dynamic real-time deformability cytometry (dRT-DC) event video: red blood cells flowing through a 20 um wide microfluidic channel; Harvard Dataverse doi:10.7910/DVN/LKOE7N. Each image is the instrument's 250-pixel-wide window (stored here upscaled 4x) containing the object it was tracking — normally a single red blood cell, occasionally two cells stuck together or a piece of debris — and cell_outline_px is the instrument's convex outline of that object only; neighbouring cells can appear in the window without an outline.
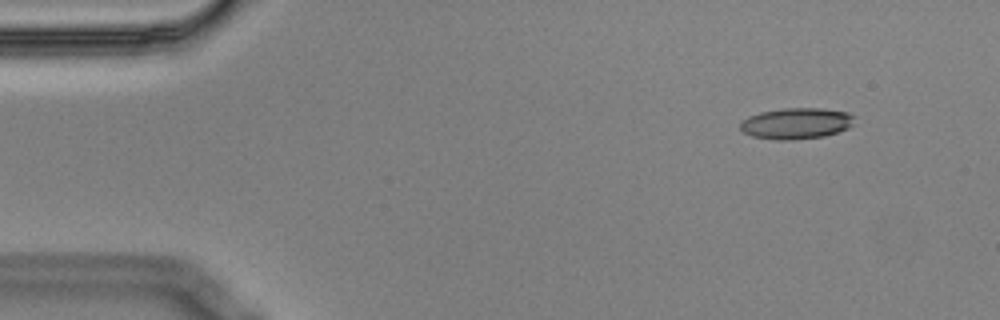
{"species": "Egyptian fruit bat (a non-hibernating species)", "species_latin": "Rousettus aegyptiacus", "temperature_condition": "cold", "stored_images_in_passage": 4, "camera_frame_rate_fps": 3000, "um_per_image_px": 0.085, "animal": {"sex": "male"}, "frame": {"image": 1, "passage_image": 1, "time_ms": 0.0, "image_size_px": [1000, 320], "cell_outline_px": [[856, 116], [852, 124], [848, 128], [824, 136], [792, 140], [776, 140], [752, 136], [744, 132], [740, 128], [740, 124], [748, 116], [760, 112], [780, 108], [820, 108], [848, 112]], "centroid_in_image_um": [67.69, 10.48], "position_along_channel_um": 17.3, "area_um2": 20.75}}
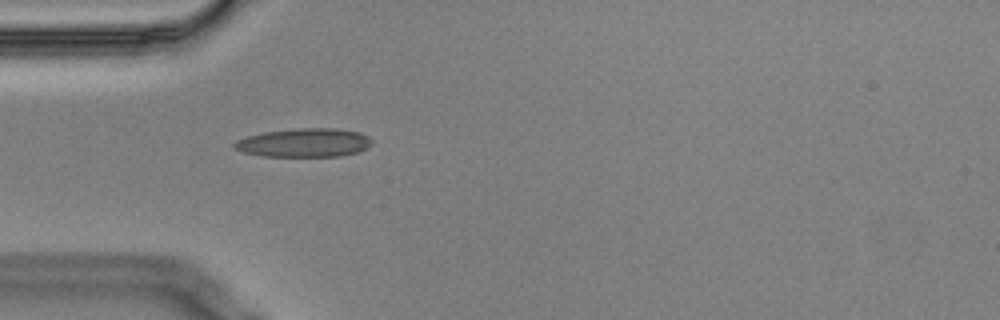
{"frame": {"image": 2, "passage_image": 4, "time_ms": 1.0, "image_size_px": [1000, 320], "cell_outline_px": [[372, 144], [368, 148], [360, 152], [340, 156], [264, 156], [244, 152], [232, 148], [232, 144], [236, 140], [248, 136], [264, 132], [296, 128], [336, 128], [360, 132], [368, 136], [372, 140]], "centroid_in_image_um": [25.89, 12.13], "position_along_channel_um": 59.1, "area_um2": 23.18}}